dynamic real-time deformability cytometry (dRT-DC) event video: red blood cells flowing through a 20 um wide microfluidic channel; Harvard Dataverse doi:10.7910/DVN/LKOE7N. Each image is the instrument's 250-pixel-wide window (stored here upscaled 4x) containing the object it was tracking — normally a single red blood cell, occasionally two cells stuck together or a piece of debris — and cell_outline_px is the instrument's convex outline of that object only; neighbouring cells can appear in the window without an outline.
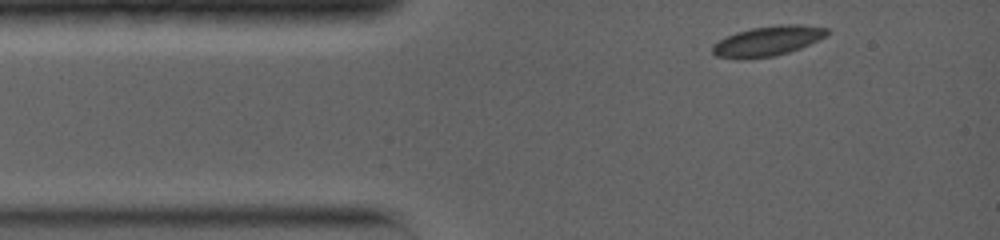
{"species": "common noctule bat (a hibernating species)", "species_latin": "Nyctalus noctula", "temperature_condition": "warm", "stored_images_in_passage": 14, "camera_frame_rate_fps": 5000, "um_per_image_px": 0.085, "animal": {"sex": "female", "body_mass_g": 19.0, "forearm_length_mm": 56.7}, "frame": {"image": 1, "passage_image": 1, "time_ms": 0.0, "image_size_px": [1000, 240], "cell_outline_px": [[832, 32], [828, 36], [800, 48], [776, 56], [736, 60], [716, 56], [712, 52], [712, 44], [736, 32], [752, 28], [776, 24], [800, 24], [828, 28]], "centroid_in_image_um": [65.28, 3.49], "position_along_channel_um": 19.7, "area_um2": 20.35}}
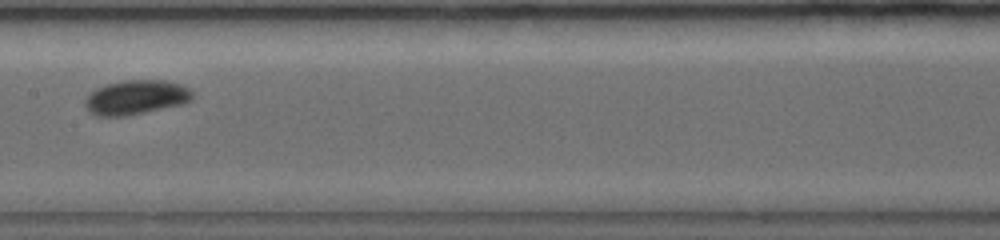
{"frame": {"image": 2, "passage_image": 6, "time_ms": 5.4, "image_size_px": [1000, 240], "cell_outline_px": [[192, 96], [184, 104], [128, 116], [96, 116], [88, 112], [84, 104], [84, 100], [96, 88], [104, 84], [124, 80], [164, 80], [180, 84], [192, 88]], "centroid_in_image_um": [11.54, 8.28], "position_along_channel_um": 195.9, "area_um2": 21.79}}
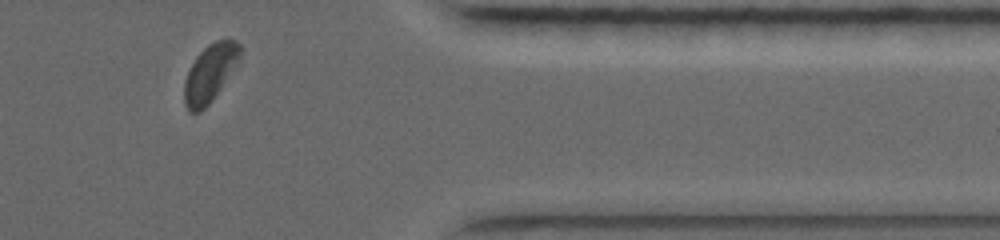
{"frame": {"image": 3, "passage_image": 14, "time_ms": 10.8, "image_size_px": [1000, 240], "cell_outline_px": [[244, 48], [240, 56], [220, 88], [212, 100], [200, 112], [188, 112], [184, 104], [184, 84], [188, 72], [196, 56], [208, 44], [216, 40], [236, 40]], "centroid_in_image_um": [17.83, 6.2], "position_along_channel_um": 393.6, "area_um2": 18.32}, "authors_computed_cell_mechanics": {"area_um2": 19.7965, "velocity_mm_per_s": 3.9468, "shape_relaxation_time_tau1_ms": 4.8841, "shape_relaxation_time_tau2_ms": null, "deformation_change_tau1": 0.1308, "deformation_change_tau2": null}}